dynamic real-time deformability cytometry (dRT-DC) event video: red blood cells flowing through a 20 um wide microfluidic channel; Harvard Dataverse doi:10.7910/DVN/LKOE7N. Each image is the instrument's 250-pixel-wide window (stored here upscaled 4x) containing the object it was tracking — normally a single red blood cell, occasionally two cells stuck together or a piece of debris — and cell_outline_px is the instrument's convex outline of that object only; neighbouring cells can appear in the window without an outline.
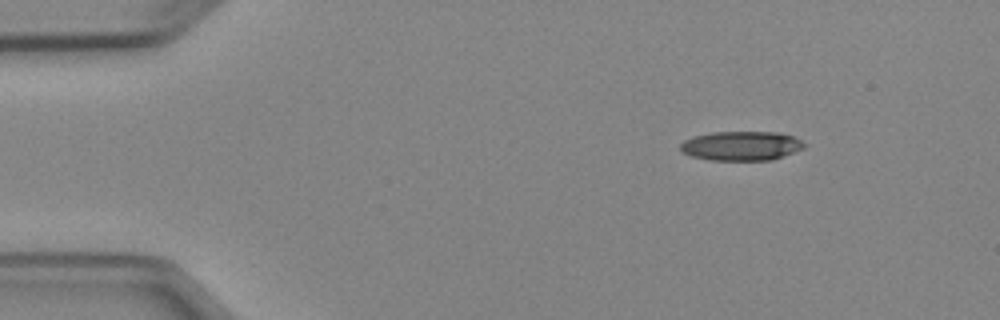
{"species": "Egyptian fruit bat (a non-hibernating species)", "species_latin": "Rousettus aegyptiacus", "temperature_condition": "cold", "stored_images_in_passage": 3, "camera_frame_rate_fps": 3000, "um_per_image_px": 0.085, "animal": {"sex": "female"}, "frame": {"image": 1, "passage_image": 1, "time_ms": 0.0, "image_size_px": [1000, 320], "cell_outline_px": [[808, 144], [804, 148], [772, 160], [708, 160], [692, 156], [684, 152], [680, 148], [680, 144], [684, 140], [692, 136], [712, 132], [776, 132], [792, 136]], "centroid_in_image_um": [63.01, 12.39], "position_along_channel_um": 22.0, "area_um2": 21.15}}